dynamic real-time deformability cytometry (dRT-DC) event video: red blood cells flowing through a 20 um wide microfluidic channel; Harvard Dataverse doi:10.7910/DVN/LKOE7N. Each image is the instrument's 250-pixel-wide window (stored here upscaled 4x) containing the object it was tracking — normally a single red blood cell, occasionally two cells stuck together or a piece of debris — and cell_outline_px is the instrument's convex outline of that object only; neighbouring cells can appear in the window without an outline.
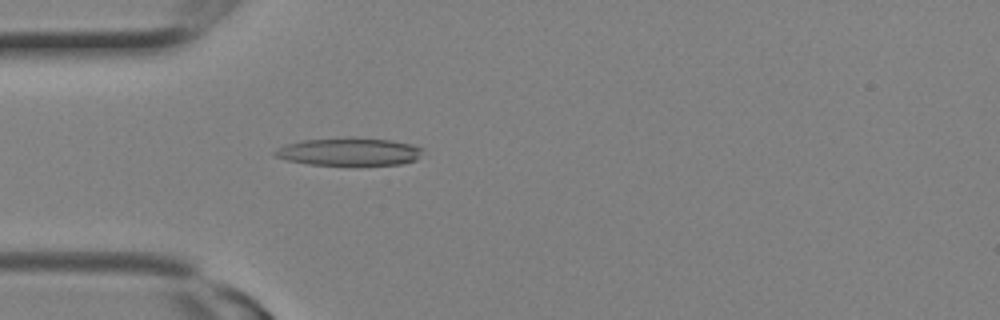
{"species": "Egyptian fruit bat (a non-hibernating species)", "species_latin": "Rousettus aegyptiacus", "temperature_condition": "room temperature", "stored_images_in_passage": 16, "camera_frame_rate_fps": 3000, "um_per_image_px": 0.085, "animal": {"sex": "female"}, "frame": {"image": 1, "passage_image": 7, "time_ms": 2.0, "image_size_px": [1000, 320], "cell_outline_px": [[424, 148], [416, 160], [400, 164], [356, 168], [308, 164], [288, 160], [276, 156], [272, 152], [276, 148], [300, 140], [348, 136], [352, 136], [392, 140], [412, 144]], "centroid_in_image_um": [29.7, 12.92], "position_along_channel_um": 55.3, "area_um2": 25.37}}
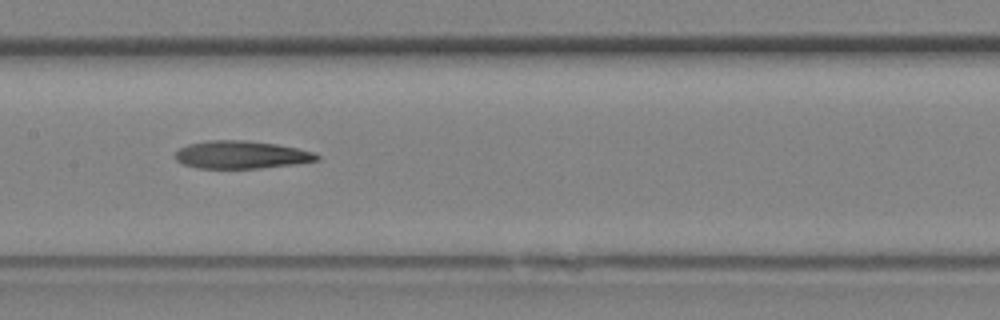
{"frame": {"image": 2, "passage_image": 12, "time_ms": 3.667, "image_size_px": [1000, 320], "cell_outline_px": [[320, 160], [292, 164], [260, 168], [196, 168], [184, 164], [176, 160], [176, 152], [180, 148], [188, 144], [208, 140], [244, 140], [276, 144], [296, 148], [312, 152], [320, 156]], "centroid_in_image_um": [20.49, 13.15], "position_along_channel_um": 186.9, "area_um2": 22.72}}
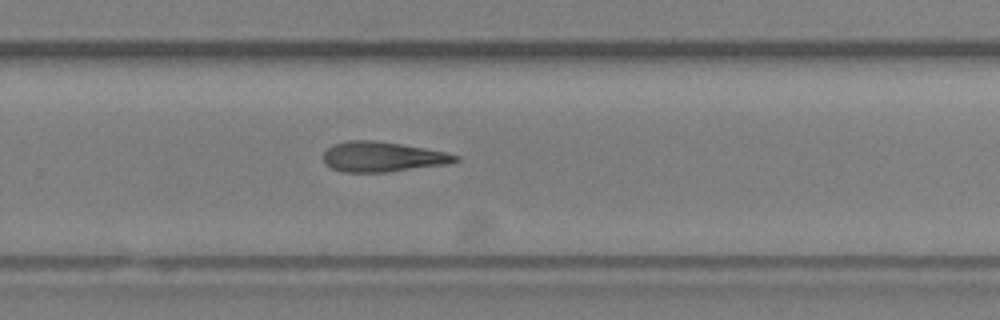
{"frame": {"image": 3, "passage_image": 16, "time_ms": 5.0, "image_size_px": [1000, 320], "cell_outline_px": [[460, 160], [448, 164], [388, 172], [344, 172], [332, 168], [324, 160], [324, 152], [332, 144], [348, 140], [372, 140], [400, 144], [424, 148], [444, 152], [460, 156]], "centroid_in_image_um": [32.52, 13.33], "position_along_channel_um": 297.3, "area_um2": 23.0}}